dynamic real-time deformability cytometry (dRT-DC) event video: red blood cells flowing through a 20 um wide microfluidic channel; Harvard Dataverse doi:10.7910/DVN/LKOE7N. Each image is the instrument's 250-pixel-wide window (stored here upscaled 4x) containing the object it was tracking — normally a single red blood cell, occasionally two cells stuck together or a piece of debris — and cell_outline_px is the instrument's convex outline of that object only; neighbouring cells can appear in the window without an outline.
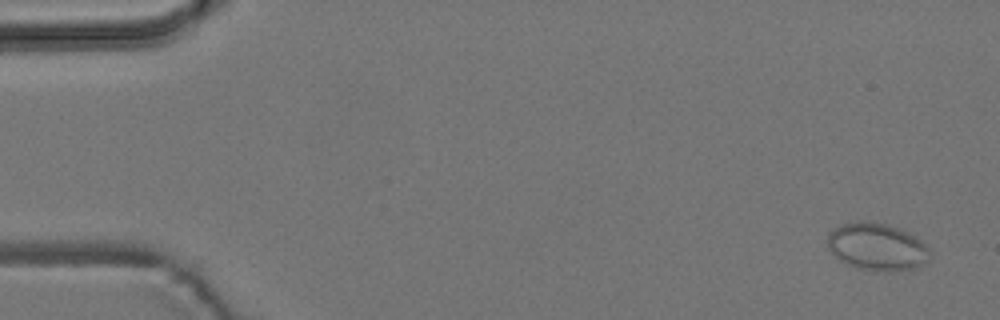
{"species": "common noctule bat (a hibernating species)", "species_latin": "Nyctalus noctula", "temperature_condition": "room temperature", "stored_images_in_passage": 5, "camera_frame_rate_fps": 3000, "um_per_image_px": 0.085, "animal": {"sex": "male", "body_mass_g": 19.2, "forearm_length_mm": 51.8}, "frame": {"image": 1, "passage_image": 1, "time_ms": 0.0, "image_size_px": [1000, 320], "cell_outline_px": [[928, 252], [924, 260], [920, 264], [912, 268], [900, 272], [884, 272], [856, 268], [840, 260], [828, 248], [828, 232], [840, 224], [860, 220], [884, 224], [896, 228], [916, 236], [928, 248]], "centroid_in_image_um": [74.48, 20.98], "position_along_channel_um": 10.5, "area_um2": 27.92}}